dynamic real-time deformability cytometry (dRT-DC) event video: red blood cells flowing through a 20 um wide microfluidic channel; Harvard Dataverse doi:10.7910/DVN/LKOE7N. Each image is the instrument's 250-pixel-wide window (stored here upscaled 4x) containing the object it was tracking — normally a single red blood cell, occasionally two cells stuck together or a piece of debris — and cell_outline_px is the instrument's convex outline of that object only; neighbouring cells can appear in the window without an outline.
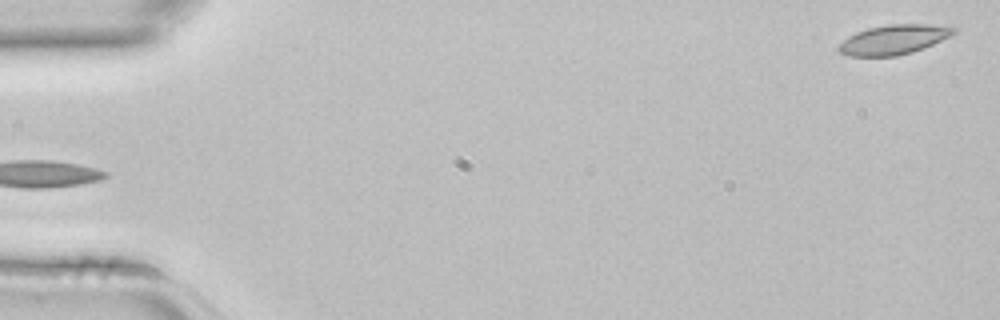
{"species": "common noctule bat (a hibernating species)", "species_latin": "Nyctalus noctula", "temperature_condition": "room temperature", "stored_images_in_passage": 4, "segment_of_instrument_passage": [2, 2], "camera_frame_rate_fps": 3000, "um_per_image_px": 0.085, "animal": {"sex": "female", "body_mass_g": 22.7, "forearm_length_mm": 54.2}, "frame": {"image": 1, "passage_image": 4, "time_ms": 1.0, "image_size_px": [1000, 320], "cell_outline_px": [[956, 32], [952, 36], [924, 48], [912, 52], [896, 56], [848, 56], [840, 52], [836, 48], [848, 36], [856, 32], [868, 28], [888, 24], [928, 24], [956, 28]], "centroid_in_image_um": [75.97, 3.37], "position_along_channel_um": 9.0, "area_um2": 19.88}}